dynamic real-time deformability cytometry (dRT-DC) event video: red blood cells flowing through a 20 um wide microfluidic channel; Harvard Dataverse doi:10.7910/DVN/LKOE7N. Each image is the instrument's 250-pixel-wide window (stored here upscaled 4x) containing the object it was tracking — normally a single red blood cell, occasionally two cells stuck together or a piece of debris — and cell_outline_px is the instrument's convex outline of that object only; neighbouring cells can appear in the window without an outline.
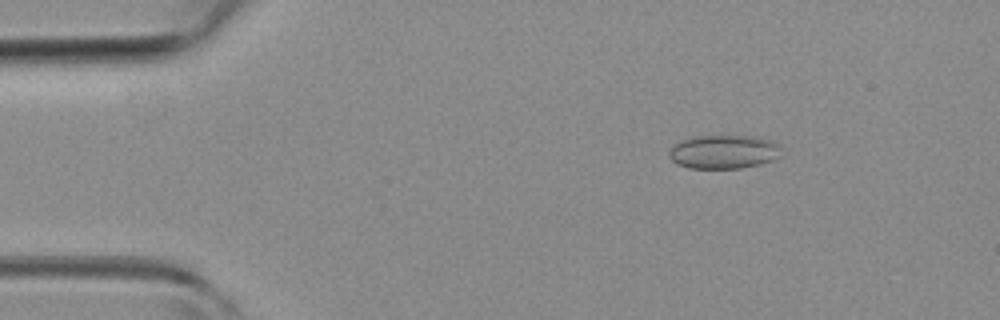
{"species": "common noctule bat (a hibernating species)", "species_latin": "Nyctalus noctula", "temperature_condition": "room temperature", "stored_images_in_passage": 35, "camera_frame_rate_fps": 3000, "um_per_image_px": 0.085, "animal": {"sex": "female", "body_mass_g": 19.3, "forearm_length_mm": 54.1}, "frame": {"image": 1, "passage_image": 2, "time_ms": 0.333, "image_size_px": [1000, 320], "cell_outline_px": [[780, 156], [772, 160], [740, 168], [688, 168], [676, 164], [668, 156], [668, 152], [680, 140], [696, 136], [756, 136], [772, 140], [780, 144]], "centroid_in_image_um": [61.51, 12.9], "position_along_channel_um": 23.5, "area_um2": 22.08}}
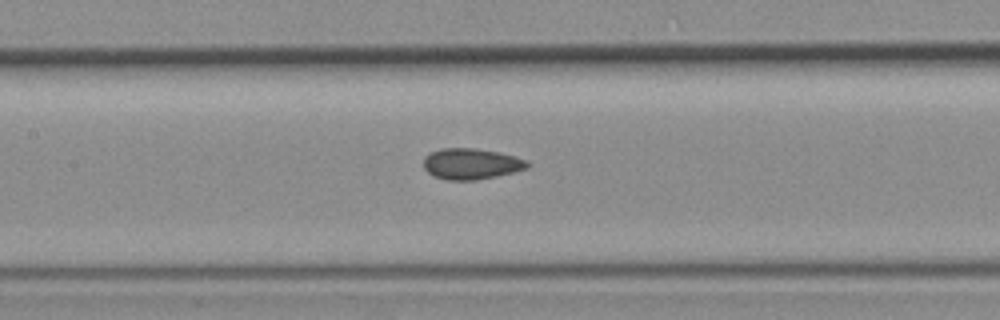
{"frame": {"image": 2, "passage_image": 16, "time_ms": 5.0, "image_size_px": [1000, 320], "cell_outline_px": [[528, 168], [496, 176], [476, 180], [444, 180], [432, 176], [424, 168], [424, 156], [440, 148], [472, 148], [496, 152], [516, 156], [528, 160]], "centroid_in_image_um": [40.03, 13.93], "position_along_channel_um": 167.4, "area_um2": 18.73}}
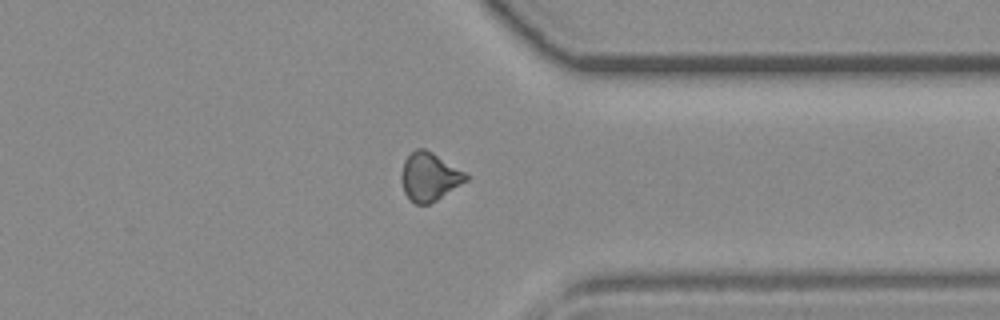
{"frame": {"image": 3, "passage_image": 30, "time_ms": 9.667, "image_size_px": [1000, 320], "cell_outline_px": [[468, 180], [436, 200], [428, 204], [416, 204], [408, 200], [404, 192], [400, 180], [400, 172], [404, 160], [416, 148], [424, 148], [432, 152], [464, 172], [468, 176]], "centroid_in_image_um": [36.44, 15.03], "position_along_channel_um": 375.0, "area_um2": 18.15}}